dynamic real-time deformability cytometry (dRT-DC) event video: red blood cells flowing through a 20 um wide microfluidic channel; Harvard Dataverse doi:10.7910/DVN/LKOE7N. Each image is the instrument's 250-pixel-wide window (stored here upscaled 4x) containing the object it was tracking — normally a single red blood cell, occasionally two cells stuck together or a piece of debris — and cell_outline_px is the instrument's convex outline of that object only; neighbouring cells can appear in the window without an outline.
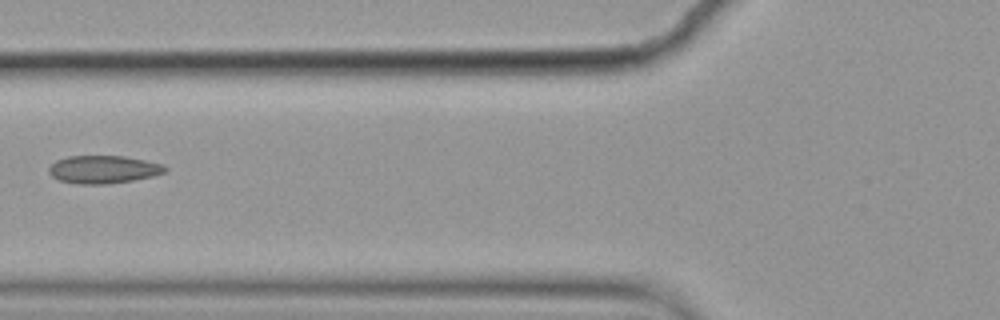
{"species": "common noctule bat (a hibernating species)", "species_latin": "Nyctalus noctula", "temperature_condition": "cold", "stored_images_in_passage": 9, "camera_frame_rate_fps": 3000, "um_per_image_px": 0.085, "animal": {"sex": "female", "body_mass_g": 19.9}, "frame": {"image": 1, "passage_image": 6, "time_ms": 1.667, "image_size_px": [1000, 320], "cell_outline_px": [[168, 168], [164, 172], [152, 176], [132, 180], [108, 184], [76, 184], [60, 180], [52, 176], [48, 172], [48, 168], [56, 160], [68, 156], [124, 156], [164, 164]], "centroid_in_image_um": [8.77, 14.4], "position_along_channel_um": 117.0, "area_um2": 18.84}}
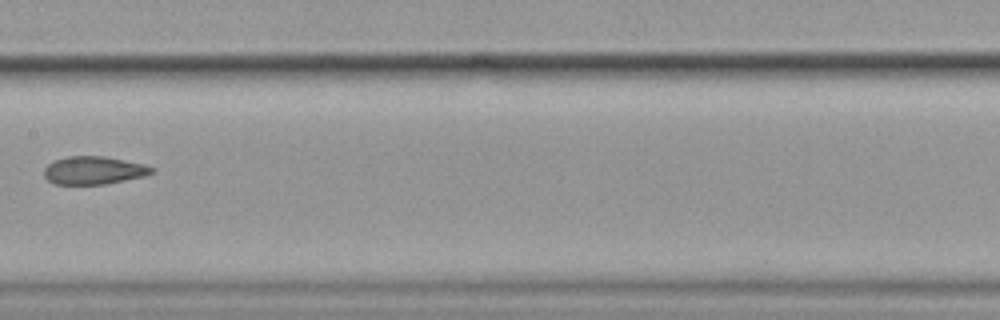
{"frame": {"image": 2, "passage_image": 8, "time_ms": 2.333, "image_size_px": [1000, 320], "cell_outline_px": [[156, 172], [144, 176], [104, 184], [52, 184], [44, 176], [44, 168], [48, 164], [56, 160], [68, 156], [104, 156], [144, 164], [156, 168]], "centroid_in_image_um": [7.98, 14.48], "position_along_channel_um": 199.4, "area_um2": 17.57}}
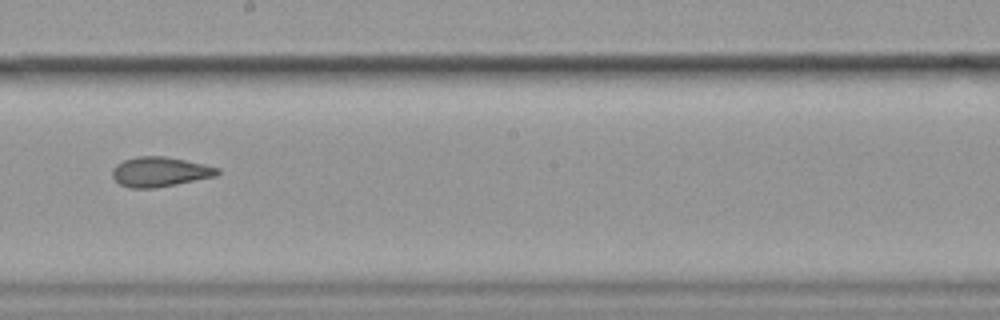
{"frame": {"image": 3, "passage_image": 9, "time_ms": 2.667, "image_size_px": [1000, 320], "cell_outline_px": [[220, 172], [216, 176], [156, 188], [128, 188], [120, 184], [112, 176], [112, 168], [116, 164], [124, 160], [136, 156], [164, 156], [204, 164], [220, 168]], "centroid_in_image_um": [13.57, 14.6], "position_along_channel_um": 234.6, "area_um2": 18.26}}